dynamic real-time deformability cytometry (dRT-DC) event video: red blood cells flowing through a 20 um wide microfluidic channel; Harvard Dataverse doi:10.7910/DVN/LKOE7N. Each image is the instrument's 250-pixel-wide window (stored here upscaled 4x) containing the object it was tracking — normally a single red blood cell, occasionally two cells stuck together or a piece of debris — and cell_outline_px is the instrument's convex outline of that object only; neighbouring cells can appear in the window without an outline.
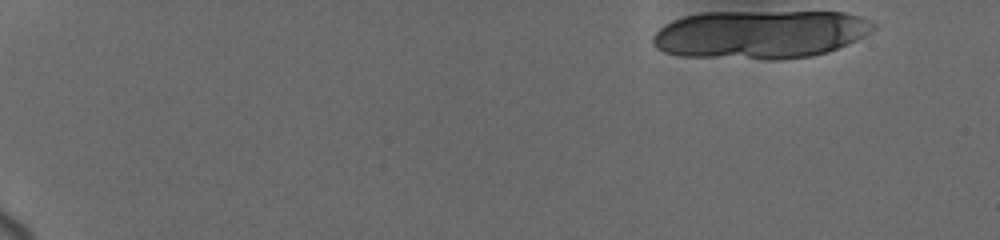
{"species": "human", "species_latin": "Homo sapiens", "temperature_condition": "cold", "stored_images_in_passage": 10, "camera_frame_rate_fps": 3000, "um_per_image_px": 0.085, "donor": {"sex": "female"}, "frame": {"image": 1, "passage_image": 1, "time_ms": 0.0, "image_size_px": [1000, 240], "cell_outline_px": [[876, 28], [864, 36], [848, 44], [828, 52], [812, 56], [776, 60], [764, 60], [680, 56], [664, 52], [656, 48], [652, 44], [652, 36], [664, 24], [672, 20], [684, 16], [700, 12], [844, 12], [860, 16], [876, 24]], "centroid_in_image_um": [64.59, 2.93], "position_along_channel_um": 20.4, "area_um2": 63.06}}